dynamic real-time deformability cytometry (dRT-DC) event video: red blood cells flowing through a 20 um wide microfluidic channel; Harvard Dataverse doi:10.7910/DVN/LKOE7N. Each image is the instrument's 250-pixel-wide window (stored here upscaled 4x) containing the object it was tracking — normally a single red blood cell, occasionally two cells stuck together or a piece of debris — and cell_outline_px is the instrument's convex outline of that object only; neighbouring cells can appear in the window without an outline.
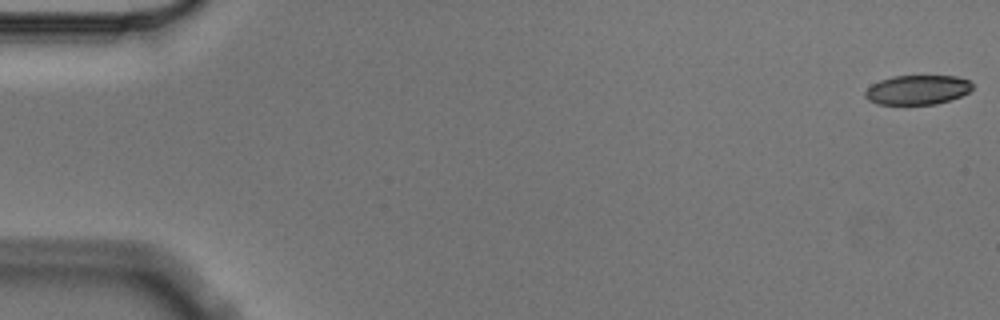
{"species": "Egyptian fruit bat (a non-hibernating species)", "species_latin": "Rousettus aegyptiacus", "temperature_condition": "cold", "stored_images_in_passage": 9, "camera_frame_rate_fps": 3000, "um_per_image_px": 0.085, "animal": {"sex": "male"}, "frame": {"image": 1, "passage_image": 1, "time_ms": 0.0, "image_size_px": [1000, 320], "cell_outline_px": [[972, 88], [968, 92], [960, 96], [936, 104], [876, 104], [868, 100], [864, 96], [864, 92], [872, 84], [880, 80], [892, 76], [956, 76], [972, 80]], "centroid_in_image_um": [77.97, 7.63], "position_along_channel_um": 7.0, "area_um2": 18.44}}
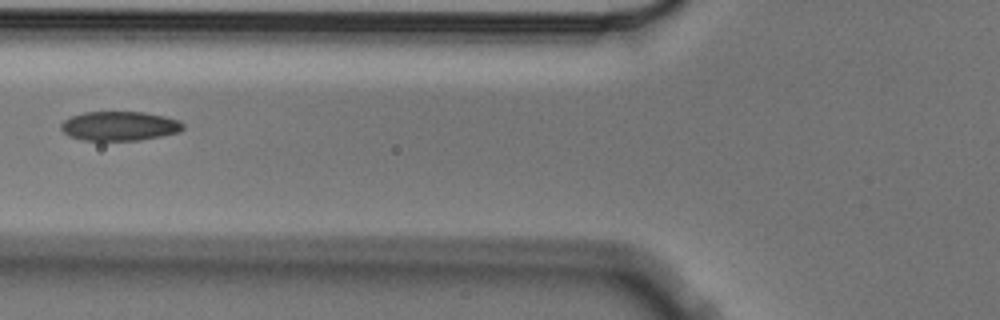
{"frame": {"image": 2, "passage_image": 6, "time_ms": 1.667, "image_size_px": [1000, 320], "cell_outline_px": [[184, 128], [180, 132], [140, 140], [84, 140], [68, 136], [60, 128], [60, 124], [64, 120], [72, 116], [84, 112], [144, 112], [164, 116], [180, 120], [184, 124]], "centroid_in_image_um": [10.17, 10.71], "position_along_channel_um": 115.6, "area_um2": 20.87}}
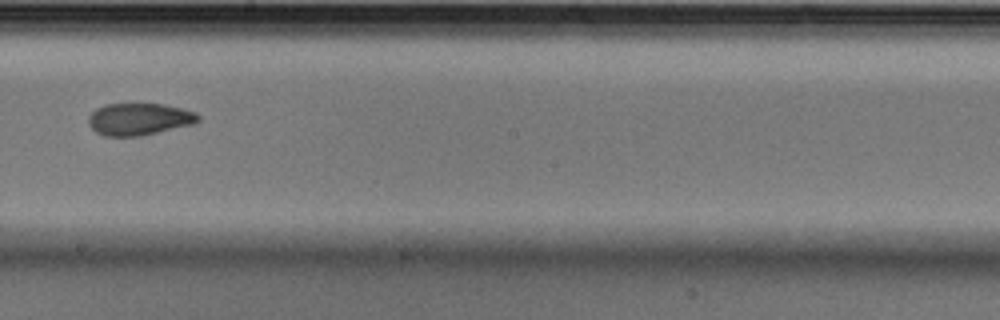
{"frame": {"image": 3, "passage_image": 9, "time_ms": 2.667, "image_size_px": [1000, 320], "cell_outline_px": [[200, 120], [192, 124], [140, 136], [104, 136], [96, 132], [88, 124], [88, 116], [96, 108], [104, 104], [164, 104], [196, 112], [200, 116]], "centroid_in_image_um": [11.8, 10.12], "position_along_channel_um": 236.4, "area_um2": 20.46}}